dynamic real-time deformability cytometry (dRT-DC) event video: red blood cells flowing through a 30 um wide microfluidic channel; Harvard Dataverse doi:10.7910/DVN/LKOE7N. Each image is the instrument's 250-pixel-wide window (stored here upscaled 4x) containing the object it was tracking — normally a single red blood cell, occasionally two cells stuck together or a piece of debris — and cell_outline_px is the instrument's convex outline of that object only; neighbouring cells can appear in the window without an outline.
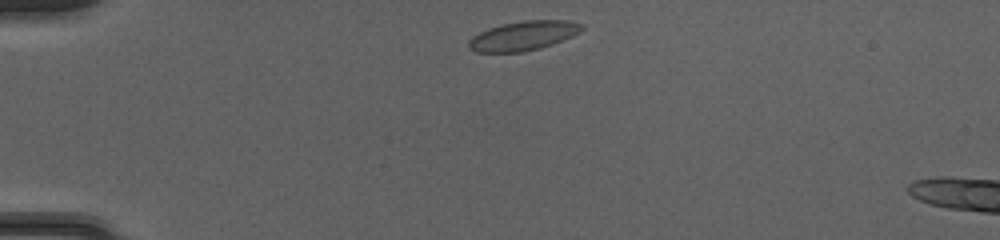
{"species": "common noctule bat (a hibernating species)", "species_latin": "Nyctalus noctula", "temperature_condition": "cold", "stored_images_in_passage": 7, "camera_frame_rate_fps": 3000, "um_per_image_px": 0.085, "animal": {"sex": "female", "body_mass_g": 20.0, "forearm_length_mm": 54.0}, "frame": {"image": 1, "passage_image": 2, "time_ms": 0.333, "image_size_px": [1000, 240], "cell_outline_px": [[584, 28], [580, 32], [572, 36], [552, 44], [540, 48], [520, 52], [476, 52], [468, 48], [468, 40], [472, 36], [488, 28], [504, 24], [524, 20], [568, 20], [584, 24]], "centroid_in_image_um": [44.49, 3.03], "position_along_channel_um": 40.5, "area_um2": 19.36}}